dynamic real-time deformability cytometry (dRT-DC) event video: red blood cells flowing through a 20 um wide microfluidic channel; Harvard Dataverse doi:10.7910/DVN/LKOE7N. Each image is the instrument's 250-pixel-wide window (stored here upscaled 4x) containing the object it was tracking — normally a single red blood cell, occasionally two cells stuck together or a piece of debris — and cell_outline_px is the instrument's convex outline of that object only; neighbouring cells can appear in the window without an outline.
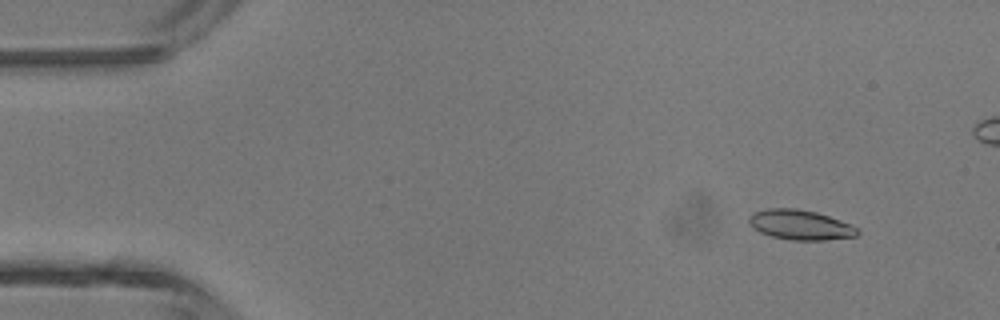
{"species": "common noctule bat (a hibernating species)", "species_latin": "Nyctalus noctula", "temperature_condition": "room temperature", "stored_images_in_passage": 5, "camera_frame_rate_fps": 3000, "um_per_image_px": 0.085, "animal": {"sex": "male", "body_mass_g": 13.3}, "frame": {"image": 1, "passage_image": 2, "time_ms": 0.333, "image_size_px": [1000, 320], "cell_outline_px": [[860, 232], [856, 236], [824, 240], [792, 240], [772, 236], [760, 232], [752, 228], [748, 220], [748, 216], [756, 212], [768, 208], [796, 208], [816, 212], [852, 224], [860, 228]], "centroid_in_image_um": [68.05, 19.11], "position_along_channel_um": 17.0, "area_um2": 18.96}}